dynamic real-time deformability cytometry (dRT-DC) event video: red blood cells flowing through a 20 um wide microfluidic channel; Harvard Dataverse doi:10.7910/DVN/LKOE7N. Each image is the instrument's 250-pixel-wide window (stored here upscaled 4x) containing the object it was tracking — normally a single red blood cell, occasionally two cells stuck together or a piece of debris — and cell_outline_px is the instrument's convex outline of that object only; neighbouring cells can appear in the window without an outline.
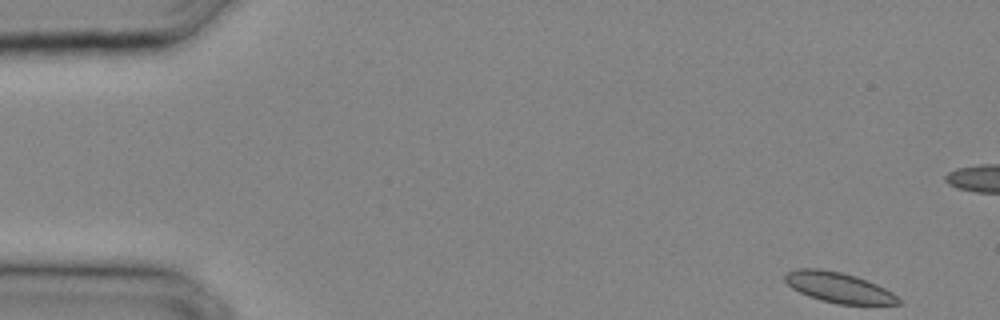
{"species": "common noctule bat (a hibernating species)", "species_latin": "Nyctalus noctula", "temperature_condition": "cold", "stored_images_in_passage": 26, "camera_frame_rate_fps": 3000, "um_per_image_px": 0.085, "animal": {"sex": "male", "body_mass_g": 20.4}, "frame": {"image": 1, "passage_image": 1, "time_ms": 0.0, "image_size_px": [1000, 320], "cell_outline_px": [[904, 304], [836, 304], [820, 300], [808, 296], [792, 288], [784, 280], [784, 272], [796, 268], [820, 268], [840, 272], [856, 276], [876, 284], [892, 292]], "centroid_in_image_um": [71.24, 24.42], "position_along_channel_um": 13.8, "area_um2": 20.11}}
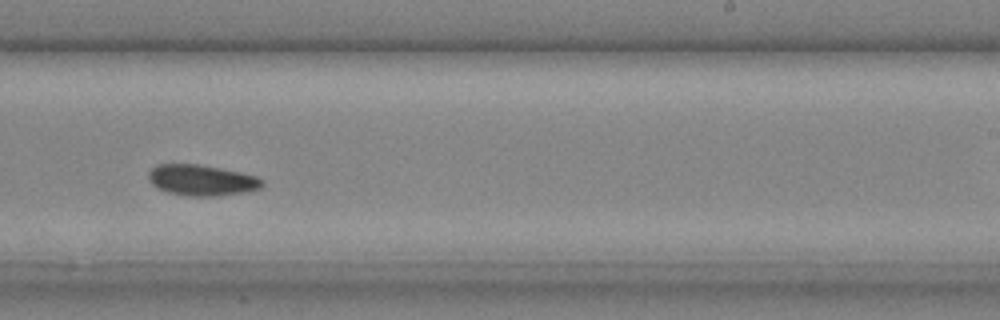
{"frame": {"image": 2, "passage_image": 19, "time_ms": 6.0, "image_size_px": [1000, 320], "cell_outline_px": [[264, 184], [260, 188], [244, 192], [216, 196], [188, 196], [168, 192], [152, 184], [148, 176], [148, 172], [156, 164], [200, 164], [240, 172], [256, 176], [264, 180]], "centroid_in_image_um": [17.15, 15.31], "position_along_channel_um": 271.8, "area_um2": 20.4}}